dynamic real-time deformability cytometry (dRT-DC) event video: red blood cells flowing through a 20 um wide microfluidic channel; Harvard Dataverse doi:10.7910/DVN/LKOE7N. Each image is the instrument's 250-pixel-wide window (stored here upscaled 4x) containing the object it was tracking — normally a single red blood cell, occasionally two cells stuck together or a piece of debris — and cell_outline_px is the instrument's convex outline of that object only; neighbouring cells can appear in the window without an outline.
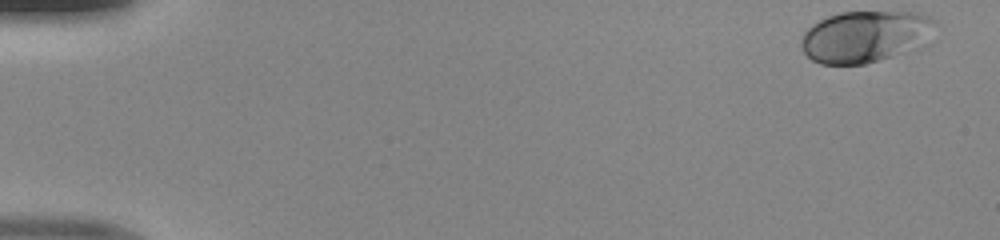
{"species": "human", "species_latin": "Homo sapiens", "temperature_condition": "room temperature", "stored_images_in_passage": 49, "camera_frame_rate_fps": 3000, "um_per_image_px": 0.085, "donor": {"sex": "male"}, "frame": {"image": 1, "passage_image": 1, "time_ms": 0.0, "image_size_px": [1000, 240], "cell_outline_px": [[932, 20], [928, 44], [924, 48], [864, 64], [820, 64], [812, 60], [804, 52], [800, 44], [800, 40], [804, 32], [812, 24], [828, 16], [840, 12], [912, 12], [928, 16]], "centroid_in_image_um": [73.53, 3.12], "position_along_channel_um": 11.5, "area_um2": 40.52}}
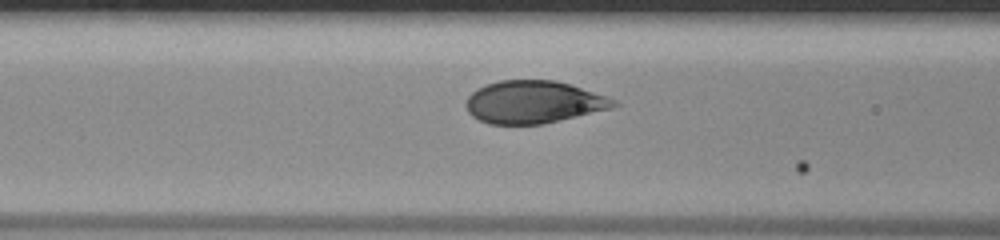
{"frame": {"image": 2, "passage_image": 20, "time_ms": 6.333, "image_size_px": [1000, 240], "cell_outline_px": [[620, 104], [612, 108], [544, 124], [488, 124], [472, 116], [468, 112], [464, 104], [468, 96], [472, 92], [488, 84], [500, 80], [556, 80], [616, 100]], "centroid_in_image_um": [45.32, 8.69], "position_along_channel_um": 121.3, "area_um2": 36.36}}
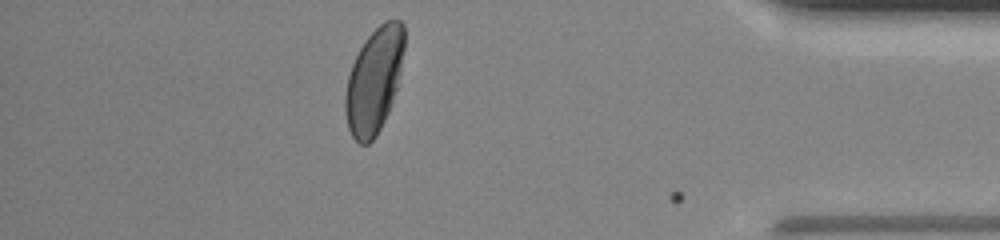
{"frame": {"image": 3, "passage_image": 43, "time_ms": 14.0, "image_size_px": [1000, 240], "cell_outline_px": [[404, 48], [400, 72], [392, 104], [376, 136], [368, 144], [360, 144], [352, 136], [348, 128], [344, 112], [344, 96], [348, 76], [352, 64], [364, 40], [384, 20], [400, 20], [404, 24]], "centroid_in_image_um": [31.78, 6.84], "position_along_channel_um": 403.4, "area_um2": 36.18}}